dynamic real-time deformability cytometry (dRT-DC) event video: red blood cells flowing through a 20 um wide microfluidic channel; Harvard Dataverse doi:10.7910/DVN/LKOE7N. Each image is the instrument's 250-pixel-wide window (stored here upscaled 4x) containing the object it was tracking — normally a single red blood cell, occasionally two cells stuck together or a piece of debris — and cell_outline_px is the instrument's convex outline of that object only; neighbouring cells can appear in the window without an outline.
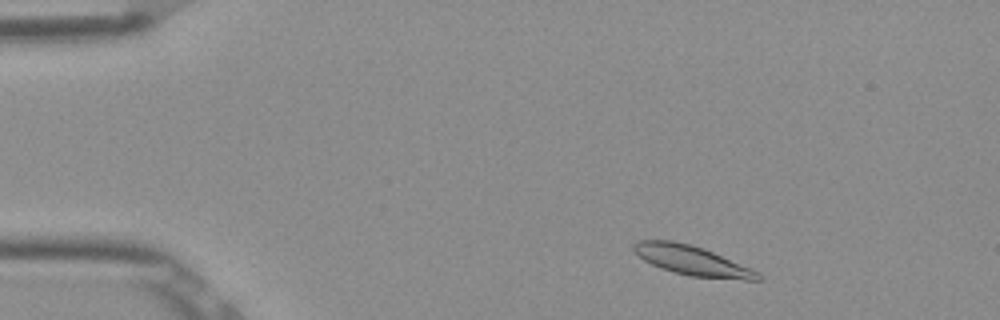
{"species": "Egyptian fruit bat (a non-hibernating species)", "species_latin": "Rousettus aegyptiacus", "temperature_condition": "room temperature", "stored_images_in_passage": 13, "camera_frame_rate_fps": 3000, "um_per_image_px": 0.085, "frame": {"image": 1, "passage_image": 4, "time_ms": 1.0, "image_size_px": [1000, 320], "cell_outline_px": [[764, 280], [744, 280], [692, 276], [672, 272], [660, 268], [644, 260], [632, 248], [632, 244], [640, 240], [672, 240], [704, 248], [752, 268], [760, 272], [764, 276]], "centroid_in_image_um": [58.9, 22.15], "position_along_channel_um": 26.1, "area_um2": 21.56}}